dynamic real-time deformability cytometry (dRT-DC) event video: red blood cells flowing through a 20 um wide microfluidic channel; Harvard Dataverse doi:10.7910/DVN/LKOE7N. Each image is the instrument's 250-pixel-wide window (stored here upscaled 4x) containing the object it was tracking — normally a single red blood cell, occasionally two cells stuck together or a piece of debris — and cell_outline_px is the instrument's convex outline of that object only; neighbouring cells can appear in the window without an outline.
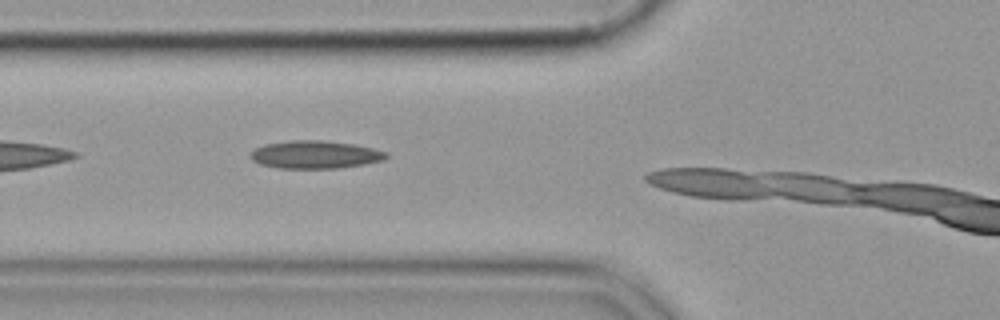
{"species": "common noctule bat (a hibernating species)", "species_latin": "Nyctalus noctula", "temperature_condition": "cold", "stored_images_in_passage": 7, "camera_frame_rate_fps": 3000, "um_per_image_px": 0.085, "animal": {"sex": "female", "body_mass_g": 19.9}, "frame": {"image": 1, "passage_image": 4, "time_ms": 1.0, "image_size_px": [1000, 320], "cell_outline_px": [[388, 156], [384, 160], [364, 164], [336, 168], [276, 168], [260, 164], [252, 160], [248, 156], [256, 148], [264, 144], [292, 140], [320, 140], [356, 144], [388, 152]], "centroid_in_image_um": [26.78, 13.14], "position_along_channel_um": 99.0, "area_um2": 22.08}}